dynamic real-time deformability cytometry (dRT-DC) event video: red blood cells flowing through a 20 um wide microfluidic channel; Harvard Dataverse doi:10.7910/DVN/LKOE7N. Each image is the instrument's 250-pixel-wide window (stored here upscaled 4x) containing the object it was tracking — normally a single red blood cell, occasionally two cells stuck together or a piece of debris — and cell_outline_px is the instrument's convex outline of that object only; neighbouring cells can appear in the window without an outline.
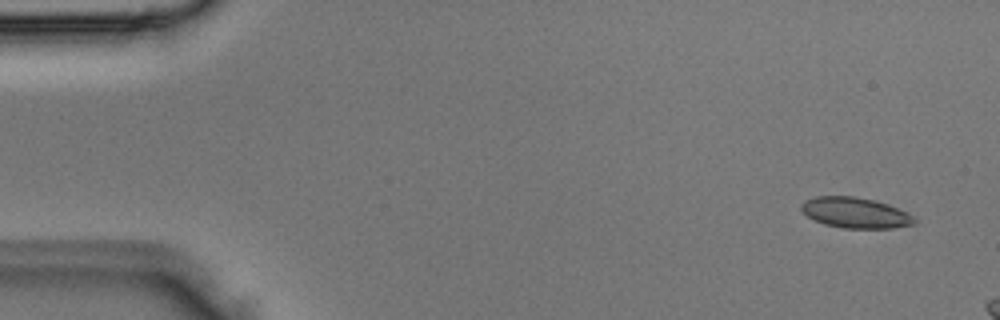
{"species": "Egyptian fruit bat (a non-hibernating species)", "species_latin": "Rousettus aegyptiacus", "temperature_condition": "room temperature", "stored_images_in_passage": 2, "camera_frame_rate_fps": 3000, "um_per_image_px": 0.085, "animal": {"sex": "male"}, "frame": {"image": 1, "passage_image": 1, "time_ms": 0.0, "image_size_px": [1000, 320], "cell_outline_px": [[916, 220], [912, 224], [892, 228], [844, 228], [824, 224], [808, 216], [800, 208], [800, 204], [804, 200], [816, 196], [852, 196], [872, 200], [888, 204], [912, 216]], "centroid_in_image_um": [72.64, 18.08], "position_along_channel_um": 12.4, "area_um2": 19.83}}